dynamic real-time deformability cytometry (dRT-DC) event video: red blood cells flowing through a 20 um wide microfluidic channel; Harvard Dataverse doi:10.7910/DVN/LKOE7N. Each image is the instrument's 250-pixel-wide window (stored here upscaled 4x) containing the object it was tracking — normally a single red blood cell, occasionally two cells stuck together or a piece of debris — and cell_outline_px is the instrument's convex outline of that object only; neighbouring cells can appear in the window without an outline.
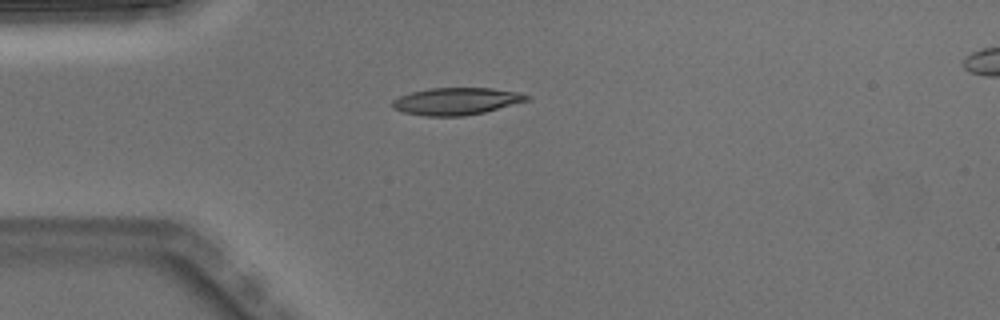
{"species": "Egyptian fruit bat (a non-hibernating species)", "species_latin": "Rousettus aegyptiacus", "temperature_condition": "warm", "stored_images_in_passage": 2, "camera_frame_rate_fps": 3000, "um_per_image_px": 0.085, "animal": {"sex": "male"}, "frame": {"image": 1, "passage_image": 1, "time_ms": 0.0, "image_size_px": [1000, 320], "cell_outline_px": [[532, 96], [528, 100], [484, 112], [464, 116], [424, 116], [404, 112], [392, 108], [392, 100], [400, 96], [412, 92], [428, 88], [492, 88], [520, 92]], "centroid_in_image_um": [38.79, 8.6], "position_along_channel_um": 46.2, "area_um2": 21.27}}